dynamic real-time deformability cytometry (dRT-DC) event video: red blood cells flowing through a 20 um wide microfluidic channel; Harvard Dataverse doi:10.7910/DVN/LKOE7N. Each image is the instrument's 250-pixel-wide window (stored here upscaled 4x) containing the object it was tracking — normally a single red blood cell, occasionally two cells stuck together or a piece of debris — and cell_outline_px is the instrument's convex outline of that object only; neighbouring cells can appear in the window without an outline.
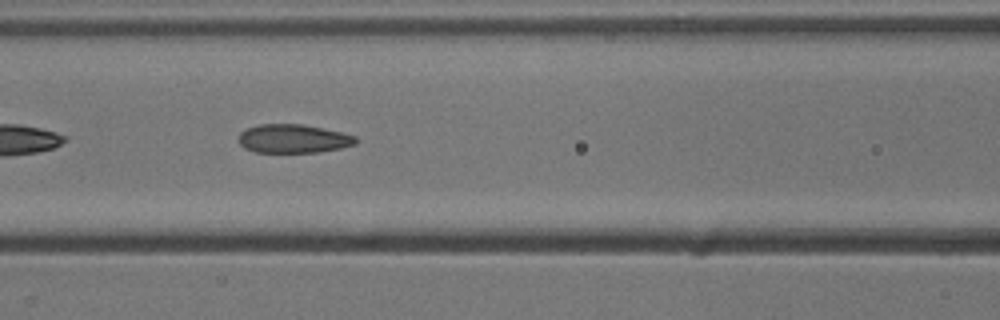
{"species": "common noctule bat (a hibernating species)", "species_latin": "Nyctalus noctula", "temperature_condition": "cold", "stored_images_in_passage": 17, "camera_frame_rate_fps": 3000, "um_per_image_px": 0.085, "animal": {"sex": "male", "body_mass_g": 13.3}, "frame": {"image": 1, "passage_image": 8, "time_ms": 2.333, "image_size_px": [1000, 320], "cell_outline_px": [[356, 144], [340, 148], [320, 152], [256, 152], [244, 148], [240, 144], [240, 132], [248, 128], [260, 124], [300, 124], [340, 132], [356, 136]], "centroid_in_image_um": [24.93, 11.79], "position_along_channel_um": 141.7, "area_um2": 19.31}}
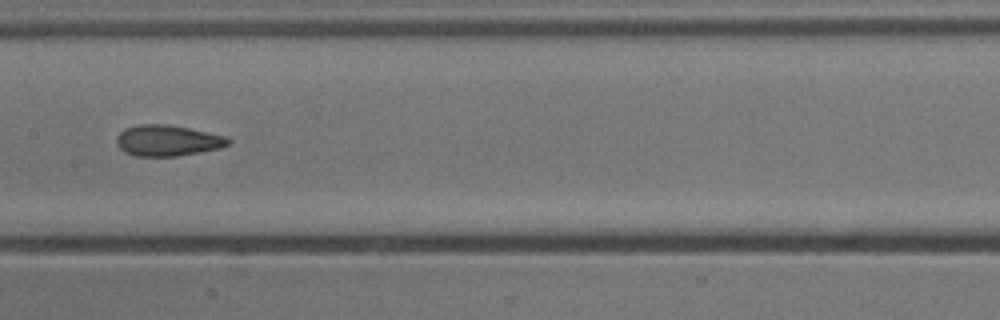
{"frame": {"image": 2, "passage_image": 12, "time_ms": 3.667, "image_size_px": [1000, 320], "cell_outline_px": [[232, 140], [228, 144], [220, 148], [200, 152], [176, 156], [136, 156], [124, 152], [116, 144], [116, 136], [124, 128], [140, 124], [168, 124], [228, 136]], "centroid_in_image_um": [14.24, 11.94], "position_along_channel_um": 193.2, "area_um2": 20.29}}